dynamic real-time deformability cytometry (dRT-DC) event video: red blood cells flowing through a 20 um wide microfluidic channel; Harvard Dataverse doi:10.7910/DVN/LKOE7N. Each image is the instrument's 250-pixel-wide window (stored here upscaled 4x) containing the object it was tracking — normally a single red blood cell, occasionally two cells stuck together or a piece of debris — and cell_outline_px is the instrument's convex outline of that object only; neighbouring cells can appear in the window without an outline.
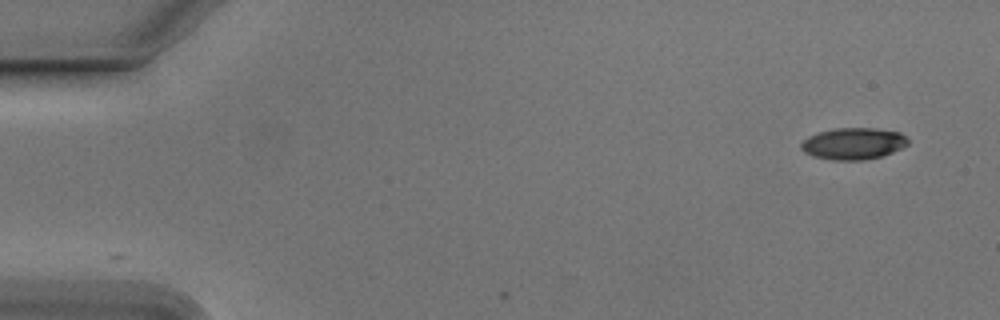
{"species": "Egyptian fruit bat (a non-hibernating species)", "species_latin": "Rousettus aegyptiacus", "temperature_condition": "cold", "stored_images_in_passage": 7, "camera_frame_rate_fps": 3000, "um_per_image_px": 0.085, "animal": {"sex": "male"}, "frame": {"image": 1, "passage_image": 1, "time_ms": 0.0, "image_size_px": [1000, 320], "cell_outline_px": [[908, 144], [892, 152], [880, 156], [864, 160], [832, 160], [812, 156], [804, 152], [800, 148], [800, 144], [808, 136], [820, 132], [836, 128], [876, 128], [900, 132], [908, 140]], "centroid_in_image_um": [72.51, 12.2], "position_along_channel_um": 12.5, "area_um2": 19.65}}